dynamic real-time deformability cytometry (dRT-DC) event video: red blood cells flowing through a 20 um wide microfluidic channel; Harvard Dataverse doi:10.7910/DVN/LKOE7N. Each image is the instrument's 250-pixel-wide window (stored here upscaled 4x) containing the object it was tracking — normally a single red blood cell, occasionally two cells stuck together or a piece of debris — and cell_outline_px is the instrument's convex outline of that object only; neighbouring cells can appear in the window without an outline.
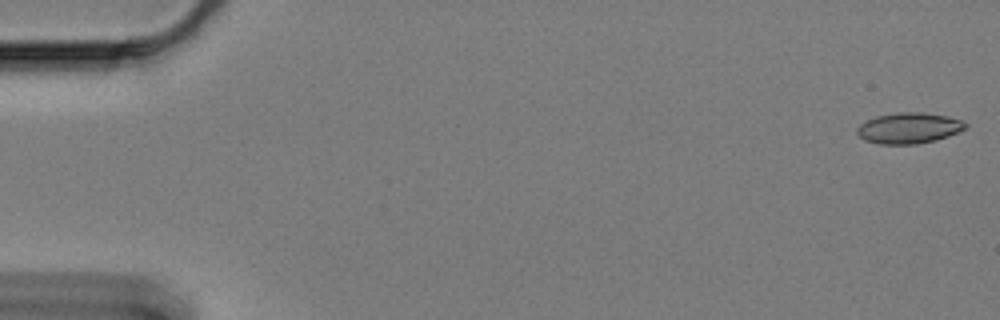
{"species": "Egyptian fruit bat (a non-hibernating species)", "species_latin": "Rousettus aegyptiacus", "temperature_condition": "cold", "stored_images_in_passage": 11, "camera_frame_rate_fps": 3000, "um_per_image_px": 0.085, "animal": {"sex": "female"}, "frame": {"image": 1, "passage_image": 1, "time_ms": 0.0, "image_size_px": [1000, 320], "cell_outline_px": [[968, 128], [948, 136], [936, 140], [916, 144], [880, 144], [864, 140], [856, 132], [856, 128], [860, 124], [876, 116], [896, 112], [924, 112], [948, 116], [960, 120], [968, 124]], "centroid_in_image_um": [77.27, 10.88], "position_along_channel_um": 7.7, "area_um2": 19.59}}